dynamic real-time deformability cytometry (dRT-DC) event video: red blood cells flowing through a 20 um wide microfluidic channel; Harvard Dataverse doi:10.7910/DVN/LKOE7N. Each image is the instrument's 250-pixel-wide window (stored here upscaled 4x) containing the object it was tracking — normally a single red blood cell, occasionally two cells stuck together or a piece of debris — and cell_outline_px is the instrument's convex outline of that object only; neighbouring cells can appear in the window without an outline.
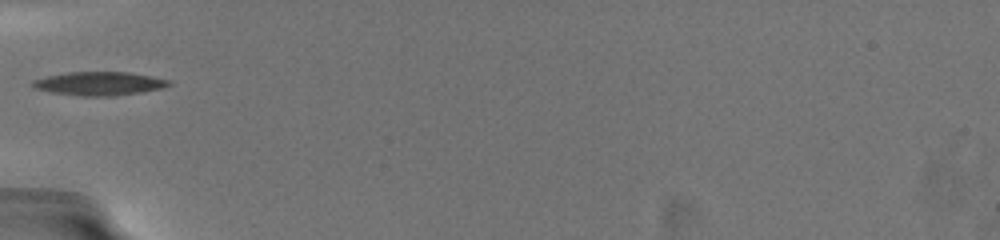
{"species": "common noctule bat (a hibernating species)", "species_latin": "Nyctalus noctula", "temperature_condition": "warm", "stored_images_in_passage": 15, "camera_frame_rate_fps": 3000, "um_per_image_px": 0.085, "animal": {"sex": "female", "body_mass_g": 19.5, "forearm_length_mm": 54.1}, "frame": {"image": 1, "passage_image": 1, "time_ms": 0.0, "image_size_px": [1000, 240], "cell_outline_px": [[172, 84], [160, 88], [140, 92], [112, 96], [84, 96], [52, 92], [36, 88], [32, 84], [32, 80], [48, 76], [68, 72], [128, 72], [172, 80]], "centroid_in_image_um": [8.47, 7.09], "position_along_channel_um": 76.5, "area_um2": 18.44}}
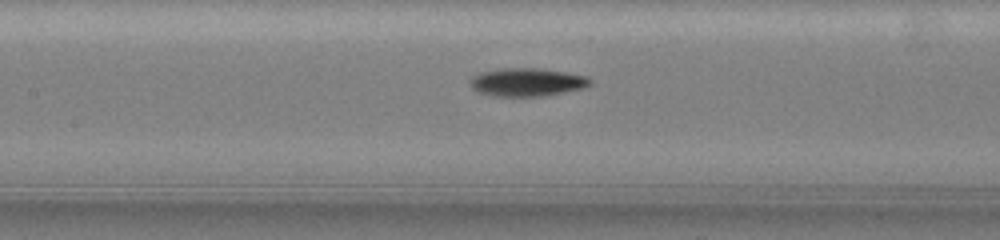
{"frame": {"image": 2, "passage_image": 5, "time_ms": 2.333, "image_size_px": [1000, 240], "cell_outline_px": [[592, 84], [580, 88], [564, 92], [540, 96], [492, 96], [480, 92], [472, 88], [468, 80], [472, 76], [480, 72], [504, 68], [540, 68], [568, 72], [584, 76], [592, 80]], "centroid_in_image_um": [44.76, 6.97], "position_along_channel_um": 162.6, "area_um2": 19.65}}
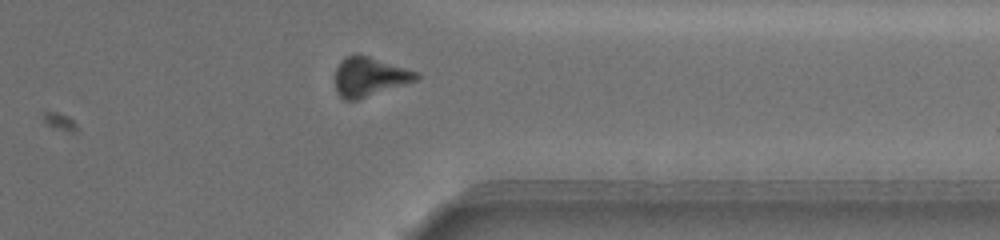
{"frame": {"image": 3, "passage_image": 12, "time_ms": 8.333, "image_size_px": [1000, 240], "cell_outline_px": [[420, 76], [416, 80], [356, 100], [344, 100], [336, 92], [336, 68], [340, 60], [344, 56], [356, 52], [420, 72]], "centroid_in_image_um": [31.38, 6.49], "position_along_channel_um": 380.0, "area_um2": 18.61}, "authors_computed_cell_mechanics": {"area_um2": 19.1318, "velocity_mm_per_s": 3.6696, "shape_relaxation_time_tau1_ms": 1.6529, "shape_relaxation_time_tau2_ms": null, "deformation_change_tau1": 0.0888, "deformation_change_tau2": null}}